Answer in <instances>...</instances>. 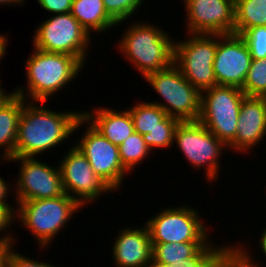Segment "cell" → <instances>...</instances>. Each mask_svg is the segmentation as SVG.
Segmentation results:
<instances>
[{
    "mask_svg": "<svg viewBox=\"0 0 266 267\" xmlns=\"http://www.w3.org/2000/svg\"><path fill=\"white\" fill-rule=\"evenodd\" d=\"M26 102L18 122L15 158L46 154L85 125L83 112L53 111L45 102ZM65 139V140H64Z\"/></svg>",
    "mask_w": 266,
    "mask_h": 267,
    "instance_id": "obj_1",
    "label": "cell"
},
{
    "mask_svg": "<svg viewBox=\"0 0 266 267\" xmlns=\"http://www.w3.org/2000/svg\"><path fill=\"white\" fill-rule=\"evenodd\" d=\"M33 49V53L24 63L27 90L26 87L23 89L16 86L12 93L27 102H47L53 94L56 95L66 84L77 78L84 64L74 56Z\"/></svg>",
    "mask_w": 266,
    "mask_h": 267,
    "instance_id": "obj_2",
    "label": "cell"
},
{
    "mask_svg": "<svg viewBox=\"0 0 266 267\" xmlns=\"http://www.w3.org/2000/svg\"><path fill=\"white\" fill-rule=\"evenodd\" d=\"M136 22L128 26L119 42V51L144 78L168 68L174 59V41L163 28Z\"/></svg>",
    "mask_w": 266,
    "mask_h": 267,
    "instance_id": "obj_3",
    "label": "cell"
},
{
    "mask_svg": "<svg viewBox=\"0 0 266 267\" xmlns=\"http://www.w3.org/2000/svg\"><path fill=\"white\" fill-rule=\"evenodd\" d=\"M16 207V221L32 233L39 248L54 243L57 234L68 225L69 220L83 208L75 199L64 193L47 199L22 201Z\"/></svg>",
    "mask_w": 266,
    "mask_h": 267,
    "instance_id": "obj_4",
    "label": "cell"
},
{
    "mask_svg": "<svg viewBox=\"0 0 266 267\" xmlns=\"http://www.w3.org/2000/svg\"><path fill=\"white\" fill-rule=\"evenodd\" d=\"M163 102H151L160 106L168 116L181 122L198 121L201 112V92L196 89L172 63L168 68L144 77Z\"/></svg>",
    "mask_w": 266,
    "mask_h": 267,
    "instance_id": "obj_5",
    "label": "cell"
},
{
    "mask_svg": "<svg viewBox=\"0 0 266 267\" xmlns=\"http://www.w3.org/2000/svg\"><path fill=\"white\" fill-rule=\"evenodd\" d=\"M185 40H174L173 63L200 92L217 85L213 63L218 34H187Z\"/></svg>",
    "mask_w": 266,
    "mask_h": 267,
    "instance_id": "obj_6",
    "label": "cell"
},
{
    "mask_svg": "<svg viewBox=\"0 0 266 267\" xmlns=\"http://www.w3.org/2000/svg\"><path fill=\"white\" fill-rule=\"evenodd\" d=\"M246 95L239 87L216 85L201 92L199 122L227 146L237 133L240 106Z\"/></svg>",
    "mask_w": 266,
    "mask_h": 267,
    "instance_id": "obj_7",
    "label": "cell"
},
{
    "mask_svg": "<svg viewBox=\"0 0 266 267\" xmlns=\"http://www.w3.org/2000/svg\"><path fill=\"white\" fill-rule=\"evenodd\" d=\"M36 29L32 37L34 48L50 53L67 54L77 57L83 64L87 63V49L88 45H91L92 36L70 12L52 15Z\"/></svg>",
    "mask_w": 266,
    "mask_h": 267,
    "instance_id": "obj_8",
    "label": "cell"
},
{
    "mask_svg": "<svg viewBox=\"0 0 266 267\" xmlns=\"http://www.w3.org/2000/svg\"><path fill=\"white\" fill-rule=\"evenodd\" d=\"M197 170L205 165V178L214 182L218 178L220 156L228 146L212 134L199 121L180 122L175 130L174 142Z\"/></svg>",
    "mask_w": 266,
    "mask_h": 267,
    "instance_id": "obj_9",
    "label": "cell"
},
{
    "mask_svg": "<svg viewBox=\"0 0 266 267\" xmlns=\"http://www.w3.org/2000/svg\"><path fill=\"white\" fill-rule=\"evenodd\" d=\"M148 219L145 224L149 229L151 243L208 242L212 240L208 233L209 229L200 218L198 210L188 205L176 208L166 207L159 210L156 216Z\"/></svg>",
    "mask_w": 266,
    "mask_h": 267,
    "instance_id": "obj_10",
    "label": "cell"
},
{
    "mask_svg": "<svg viewBox=\"0 0 266 267\" xmlns=\"http://www.w3.org/2000/svg\"><path fill=\"white\" fill-rule=\"evenodd\" d=\"M60 161L58 166L64 192L83 208L87 203H94L103 193H113L114 189L95 174L87 158L74 145Z\"/></svg>",
    "mask_w": 266,
    "mask_h": 267,
    "instance_id": "obj_11",
    "label": "cell"
},
{
    "mask_svg": "<svg viewBox=\"0 0 266 267\" xmlns=\"http://www.w3.org/2000/svg\"><path fill=\"white\" fill-rule=\"evenodd\" d=\"M18 161L19 174L15 182V203L22 201L55 198L63 195L59 166L53 167L35 157L0 158V161ZM52 166V167H51Z\"/></svg>",
    "mask_w": 266,
    "mask_h": 267,
    "instance_id": "obj_12",
    "label": "cell"
},
{
    "mask_svg": "<svg viewBox=\"0 0 266 267\" xmlns=\"http://www.w3.org/2000/svg\"><path fill=\"white\" fill-rule=\"evenodd\" d=\"M85 133L74 144L89 161L96 175L105 180L115 191L123 186L128 170L122 165L119 148L100 134L86 119ZM122 184V185H121Z\"/></svg>",
    "mask_w": 266,
    "mask_h": 267,
    "instance_id": "obj_13",
    "label": "cell"
},
{
    "mask_svg": "<svg viewBox=\"0 0 266 267\" xmlns=\"http://www.w3.org/2000/svg\"><path fill=\"white\" fill-rule=\"evenodd\" d=\"M183 2L188 34L234 33V0H184Z\"/></svg>",
    "mask_w": 266,
    "mask_h": 267,
    "instance_id": "obj_14",
    "label": "cell"
},
{
    "mask_svg": "<svg viewBox=\"0 0 266 267\" xmlns=\"http://www.w3.org/2000/svg\"><path fill=\"white\" fill-rule=\"evenodd\" d=\"M252 57L245 40L237 34H218L213 63L217 85L241 88L251 66Z\"/></svg>",
    "mask_w": 266,
    "mask_h": 267,
    "instance_id": "obj_15",
    "label": "cell"
},
{
    "mask_svg": "<svg viewBox=\"0 0 266 267\" xmlns=\"http://www.w3.org/2000/svg\"><path fill=\"white\" fill-rule=\"evenodd\" d=\"M266 136V97L245 96L240 106L237 133L228 150L245 153Z\"/></svg>",
    "mask_w": 266,
    "mask_h": 267,
    "instance_id": "obj_16",
    "label": "cell"
},
{
    "mask_svg": "<svg viewBox=\"0 0 266 267\" xmlns=\"http://www.w3.org/2000/svg\"><path fill=\"white\" fill-rule=\"evenodd\" d=\"M141 227L120 229L112 246L113 264L116 267H145L152 259V243L146 224Z\"/></svg>",
    "mask_w": 266,
    "mask_h": 267,
    "instance_id": "obj_17",
    "label": "cell"
},
{
    "mask_svg": "<svg viewBox=\"0 0 266 267\" xmlns=\"http://www.w3.org/2000/svg\"><path fill=\"white\" fill-rule=\"evenodd\" d=\"M83 117L107 140L119 146L131 134L135 132L134 124L128 110H117L104 108L94 110H83Z\"/></svg>",
    "mask_w": 266,
    "mask_h": 267,
    "instance_id": "obj_18",
    "label": "cell"
},
{
    "mask_svg": "<svg viewBox=\"0 0 266 267\" xmlns=\"http://www.w3.org/2000/svg\"><path fill=\"white\" fill-rule=\"evenodd\" d=\"M27 101L14 93H7L0 100V149L1 158H15L18 122Z\"/></svg>",
    "mask_w": 266,
    "mask_h": 267,
    "instance_id": "obj_19",
    "label": "cell"
},
{
    "mask_svg": "<svg viewBox=\"0 0 266 267\" xmlns=\"http://www.w3.org/2000/svg\"><path fill=\"white\" fill-rule=\"evenodd\" d=\"M70 13L90 36L93 32L101 33L118 26L107 13L103 0H73Z\"/></svg>",
    "mask_w": 266,
    "mask_h": 267,
    "instance_id": "obj_20",
    "label": "cell"
},
{
    "mask_svg": "<svg viewBox=\"0 0 266 267\" xmlns=\"http://www.w3.org/2000/svg\"><path fill=\"white\" fill-rule=\"evenodd\" d=\"M127 110L132 117L135 132L140 135L149 134L156 127H177L181 122L168 116L160 106L151 101H141Z\"/></svg>",
    "mask_w": 266,
    "mask_h": 267,
    "instance_id": "obj_21",
    "label": "cell"
},
{
    "mask_svg": "<svg viewBox=\"0 0 266 267\" xmlns=\"http://www.w3.org/2000/svg\"><path fill=\"white\" fill-rule=\"evenodd\" d=\"M234 33L241 35L246 29L266 26V0H234Z\"/></svg>",
    "mask_w": 266,
    "mask_h": 267,
    "instance_id": "obj_22",
    "label": "cell"
},
{
    "mask_svg": "<svg viewBox=\"0 0 266 267\" xmlns=\"http://www.w3.org/2000/svg\"><path fill=\"white\" fill-rule=\"evenodd\" d=\"M206 243H152V259L172 267H177L184 263V259L194 256Z\"/></svg>",
    "mask_w": 266,
    "mask_h": 267,
    "instance_id": "obj_23",
    "label": "cell"
},
{
    "mask_svg": "<svg viewBox=\"0 0 266 267\" xmlns=\"http://www.w3.org/2000/svg\"><path fill=\"white\" fill-rule=\"evenodd\" d=\"M118 148L122 165L129 172H134L135 166L147 159L152 152L138 132L131 134Z\"/></svg>",
    "mask_w": 266,
    "mask_h": 267,
    "instance_id": "obj_24",
    "label": "cell"
},
{
    "mask_svg": "<svg viewBox=\"0 0 266 267\" xmlns=\"http://www.w3.org/2000/svg\"><path fill=\"white\" fill-rule=\"evenodd\" d=\"M231 245L220 246L207 242L194 256L184 259L177 267H224Z\"/></svg>",
    "mask_w": 266,
    "mask_h": 267,
    "instance_id": "obj_25",
    "label": "cell"
},
{
    "mask_svg": "<svg viewBox=\"0 0 266 267\" xmlns=\"http://www.w3.org/2000/svg\"><path fill=\"white\" fill-rule=\"evenodd\" d=\"M241 90L246 96L266 97V58L252 59Z\"/></svg>",
    "mask_w": 266,
    "mask_h": 267,
    "instance_id": "obj_26",
    "label": "cell"
},
{
    "mask_svg": "<svg viewBox=\"0 0 266 267\" xmlns=\"http://www.w3.org/2000/svg\"><path fill=\"white\" fill-rule=\"evenodd\" d=\"M144 0H103L107 13L120 25L138 12ZM136 11V12H135Z\"/></svg>",
    "mask_w": 266,
    "mask_h": 267,
    "instance_id": "obj_27",
    "label": "cell"
},
{
    "mask_svg": "<svg viewBox=\"0 0 266 267\" xmlns=\"http://www.w3.org/2000/svg\"><path fill=\"white\" fill-rule=\"evenodd\" d=\"M240 36L245 40L252 59L266 58V26L248 28Z\"/></svg>",
    "mask_w": 266,
    "mask_h": 267,
    "instance_id": "obj_28",
    "label": "cell"
},
{
    "mask_svg": "<svg viewBox=\"0 0 266 267\" xmlns=\"http://www.w3.org/2000/svg\"><path fill=\"white\" fill-rule=\"evenodd\" d=\"M177 127H156L149 134H143V140L151 151L153 149H168L174 143V135Z\"/></svg>",
    "mask_w": 266,
    "mask_h": 267,
    "instance_id": "obj_29",
    "label": "cell"
},
{
    "mask_svg": "<svg viewBox=\"0 0 266 267\" xmlns=\"http://www.w3.org/2000/svg\"><path fill=\"white\" fill-rule=\"evenodd\" d=\"M237 244L236 246H230V251L227 255L225 266L224 267H260L259 262H255L252 259V254L250 255L247 250L242 245ZM255 262V263H254Z\"/></svg>",
    "mask_w": 266,
    "mask_h": 267,
    "instance_id": "obj_30",
    "label": "cell"
},
{
    "mask_svg": "<svg viewBox=\"0 0 266 267\" xmlns=\"http://www.w3.org/2000/svg\"><path fill=\"white\" fill-rule=\"evenodd\" d=\"M13 244L9 248L7 259H6V267H56L51 265L49 262H41L40 260H34L32 258L26 257L25 254L18 253L13 249Z\"/></svg>",
    "mask_w": 266,
    "mask_h": 267,
    "instance_id": "obj_31",
    "label": "cell"
},
{
    "mask_svg": "<svg viewBox=\"0 0 266 267\" xmlns=\"http://www.w3.org/2000/svg\"><path fill=\"white\" fill-rule=\"evenodd\" d=\"M15 209V210H14ZM16 209L15 206H11V205H5V204H0V234L1 240H5V241H9V242H13V240H16L12 235H10L11 233H6L8 228V230H10V232H12L10 229V226H12V222H14L15 216H16ZM5 232L6 234L4 235Z\"/></svg>",
    "mask_w": 266,
    "mask_h": 267,
    "instance_id": "obj_32",
    "label": "cell"
},
{
    "mask_svg": "<svg viewBox=\"0 0 266 267\" xmlns=\"http://www.w3.org/2000/svg\"><path fill=\"white\" fill-rule=\"evenodd\" d=\"M37 2L43 9L56 15L69 13L73 0H37Z\"/></svg>",
    "mask_w": 266,
    "mask_h": 267,
    "instance_id": "obj_33",
    "label": "cell"
},
{
    "mask_svg": "<svg viewBox=\"0 0 266 267\" xmlns=\"http://www.w3.org/2000/svg\"><path fill=\"white\" fill-rule=\"evenodd\" d=\"M10 185L5 181V179L0 177V204L10 205V203L7 202L8 199V193L10 192Z\"/></svg>",
    "mask_w": 266,
    "mask_h": 267,
    "instance_id": "obj_34",
    "label": "cell"
},
{
    "mask_svg": "<svg viewBox=\"0 0 266 267\" xmlns=\"http://www.w3.org/2000/svg\"><path fill=\"white\" fill-rule=\"evenodd\" d=\"M12 244L14 243L0 239V267H6L7 254Z\"/></svg>",
    "mask_w": 266,
    "mask_h": 267,
    "instance_id": "obj_35",
    "label": "cell"
},
{
    "mask_svg": "<svg viewBox=\"0 0 266 267\" xmlns=\"http://www.w3.org/2000/svg\"><path fill=\"white\" fill-rule=\"evenodd\" d=\"M8 35H6V34H0V61H1V59H3L2 57H4L5 56V54H7L6 52V50H7V45H9V44H7L8 43V37H7Z\"/></svg>",
    "mask_w": 266,
    "mask_h": 267,
    "instance_id": "obj_36",
    "label": "cell"
},
{
    "mask_svg": "<svg viewBox=\"0 0 266 267\" xmlns=\"http://www.w3.org/2000/svg\"><path fill=\"white\" fill-rule=\"evenodd\" d=\"M258 240H260L258 244H260L261 250L263 254H265L264 256H266V227L261 232L260 238Z\"/></svg>",
    "mask_w": 266,
    "mask_h": 267,
    "instance_id": "obj_37",
    "label": "cell"
},
{
    "mask_svg": "<svg viewBox=\"0 0 266 267\" xmlns=\"http://www.w3.org/2000/svg\"><path fill=\"white\" fill-rule=\"evenodd\" d=\"M25 0H0V6L3 4V5H10L11 6L14 4L15 6L16 5H22V3H24ZM27 1V0H26Z\"/></svg>",
    "mask_w": 266,
    "mask_h": 267,
    "instance_id": "obj_38",
    "label": "cell"
},
{
    "mask_svg": "<svg viewBox=\"0 0 266 267\" xmlns=\"http://www.w3.org/2000/svg\"><path fill=\"white\" fill-rule=\"evenodd\" d=\"M145 267H172V266L151 259L150 262L145 265Z\"/></svg>",
    "mask_w": 266,
    "mask_h": 267,
    "instance_id": "obj_39",
    "label": "cell"
},
{
    "mask_svg": "<svg viewBox=\"0 0 266 267\" xmlns=\"http://www.w3.org/2000/svg\"><path fill=\"white\" fill-rule=\"evenodd\" d=\"M1 83H0V100L7 94L5 90H3V87L1 88Z\"/></svg>",
    "mask_w": 266,
    "mask_h": 267,
    "instance_id": "obj_40",
    "label": "cell"
}]
</instances>
